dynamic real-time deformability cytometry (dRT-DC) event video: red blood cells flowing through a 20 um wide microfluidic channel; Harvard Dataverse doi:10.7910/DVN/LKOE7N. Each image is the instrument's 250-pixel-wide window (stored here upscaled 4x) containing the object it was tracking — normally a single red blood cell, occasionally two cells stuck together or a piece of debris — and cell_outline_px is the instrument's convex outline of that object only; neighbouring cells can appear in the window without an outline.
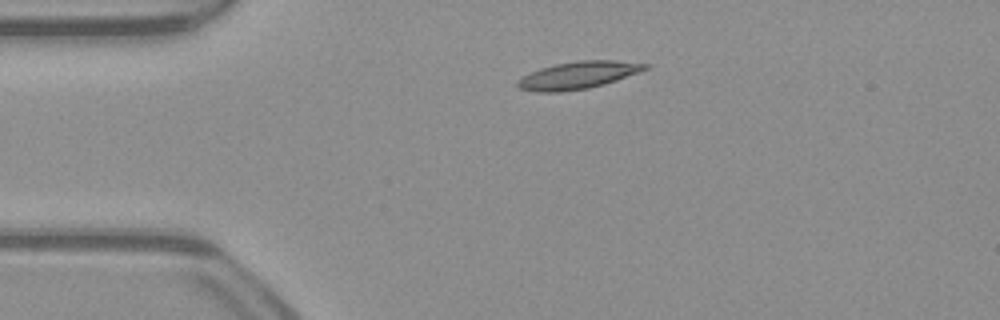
{"species": "common noctule bat (a hibernating species)", "species_latin": "Nyctalus noctula", "temperature_condition": "warm", "stored_images_in_passage": 42, "camera_frame_rate_fps": 3000, "um_per_image_px": 0.085, "animal": {"sex": "male", "body_mass_g": 23.1, "forearm_length_mm": 52.7}, "frame": {"image": 1, "passage_image": 1, "time_ms": 0.0, "image_size_px": [1000, 320], "cell_outline_px": [[652, 64], [648, 68], [640, 72], [604, 84], [588, 88], [560, 92], [536, 92], [520, 88], [516, 84], [516, 80], [540, 68], [556, 64], [576, 60], [616, 60]], "centroid_in_image_um": [49.17, 6.38], "position_along_channel_um": 35.8, "area_um2": 20.35}}
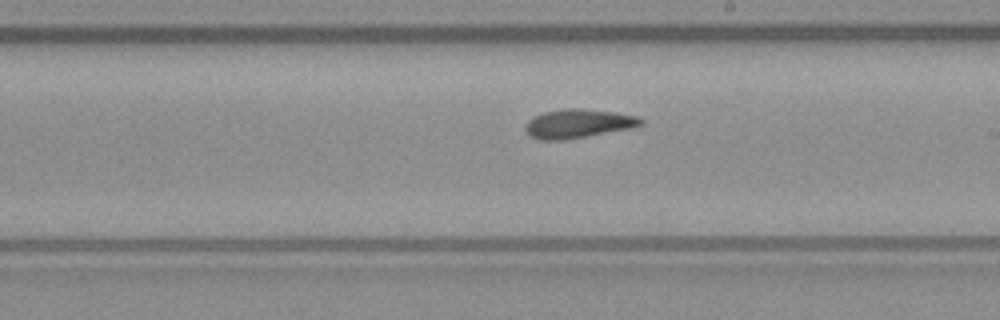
{"frame": {"image": 2, "passage_image": 19, "time_ms": 6.0, "image_size_px": [1000, 320], "cell_outline_px": [[644, 124], [636, 128], [564, 140], [540, 140], [528, 136], [524, 128], [524, 124], [528, 120], [544, 112], [564, 108], [580, 108], [612, 112], [636, 116], [644, 120]], "centroid_in_image_um": [49.14, 10.52], "position_along_channel_um": 239.9, "area_um2": 19.71}}
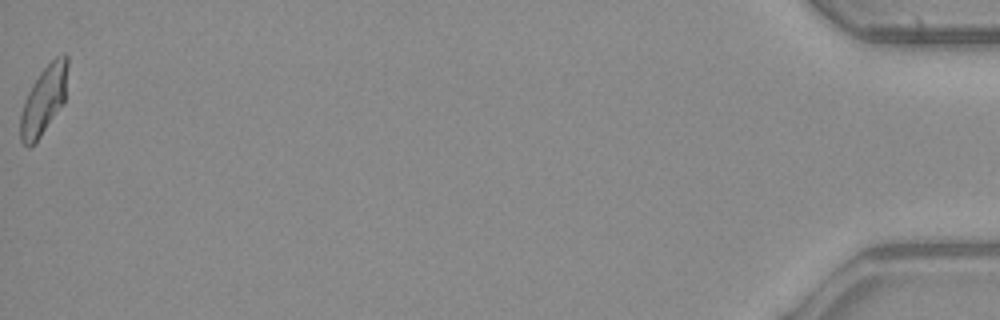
{"frame": {"image": 3, "passage_image": 42, "time_ms": 13.667, "image_size_px": [1000, 320], "cell_outline_px": [[68, 64], [64, 104], [40, 136], [28, 148], [20, 140], [20, 116], [24, 100], [32, 84], [40, 72], [56, 56], [64, 52], [68, 56]], "centroid_in_image_um": [3.73, 8.48], "position_along_channel_um": 431.5, "area_um2": 18.84}, "authors_computed_cell_mechanics": {"area_um2": 18.9006, "velocity_mm_per_s": 3.9522, "shape_relaxation_time_tau1_ms": 6.3306, "shape_relaxation_time_tau2_ms": 2.5314, "deformation_change_tau1": 0.1796, "deformation_change_tau2": 0.0886}}